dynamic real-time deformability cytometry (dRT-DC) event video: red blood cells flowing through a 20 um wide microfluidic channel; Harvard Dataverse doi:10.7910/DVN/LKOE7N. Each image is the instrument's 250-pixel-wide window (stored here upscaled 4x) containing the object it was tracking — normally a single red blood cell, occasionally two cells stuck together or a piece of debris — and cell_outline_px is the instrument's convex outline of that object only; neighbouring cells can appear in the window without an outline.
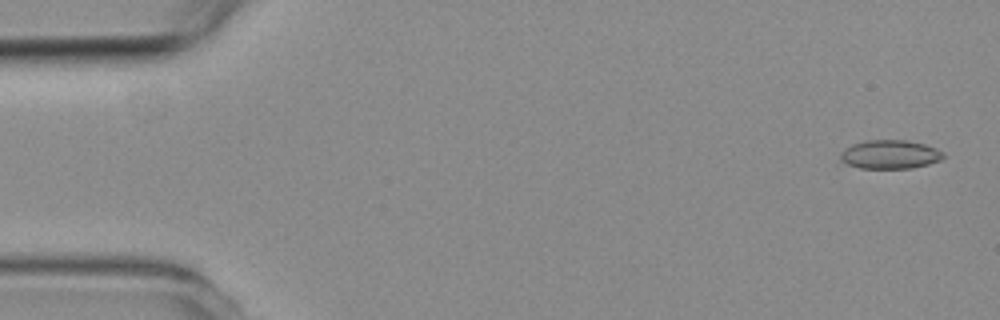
{"species": "common noctule bat (a hibernating species)", "species_latin": "Nyctalus noctula", "temperature_condition": "room temperature", "stored_images_in_passage": 4, "camera_frame_rate_fps": 3000, "um_per_image_px": 0.085, "animal": {"sex": "female", "body_mass_g": 19.3, "forearm_length_mm": 54.1}, "frame": {"image": 1, "passage_image": 1, "time_ms": 0.0, "image_size_px": [1000, 320], "cell_outline_px": [[944, 156], [940, 160], [928, 164], [912, 168], [860, 168], [836, 164], [840, 152], [844, 148], [852, 144], [864, 140], [908, 140], [924, 144], [936, 148], [944, 152]], "centroid_in_image_um": [75.53, 13.13], "position_along_channel_um": 9.5, "area_um2": 17.8}}
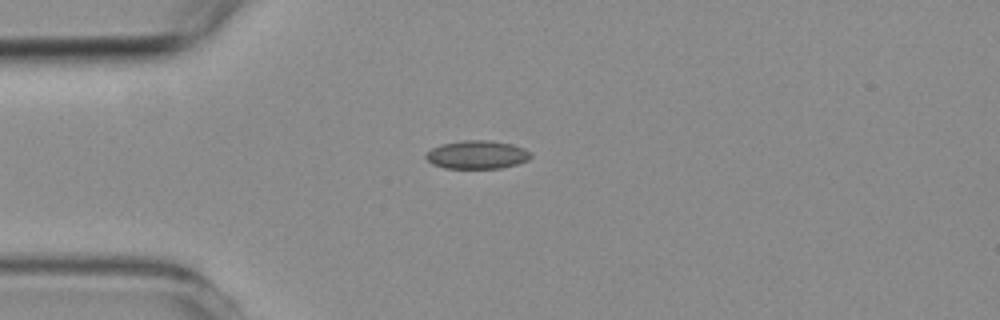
{"frame": {"image": 2, "passage_image": 4, "time_ms": 3.667, "image_size_px": [1000, 320], "cell_outline_px": [[532, 156], [528, 160], [516, 164], [500, 168], [444, 168], [432, 164], [424, 156], [432, 148], [440, 144], [464, 140], [488, 140], [512, 144], [524, 148], [532, 152]], "centroid_in_image_um": [40.56, 13.14], "position_along_channel_um": 44.4, "area_um2": 17.34}}